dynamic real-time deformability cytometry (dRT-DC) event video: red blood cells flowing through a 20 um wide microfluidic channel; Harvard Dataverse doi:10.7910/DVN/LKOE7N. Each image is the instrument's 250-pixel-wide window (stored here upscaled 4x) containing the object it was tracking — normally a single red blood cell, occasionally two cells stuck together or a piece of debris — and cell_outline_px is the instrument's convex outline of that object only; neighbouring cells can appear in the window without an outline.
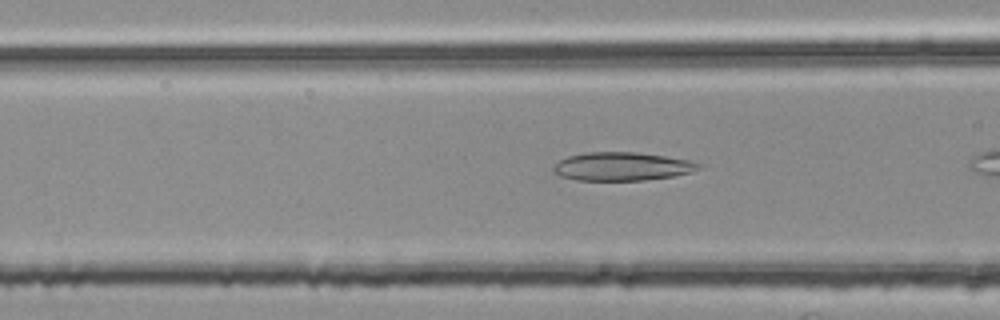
{"species": "common noctule bat (a hibernating species)", "species_latin": "Nyctalus noctula", "temperature_condition": "room temperature", "stored_images_in_passage": 24, "camera_frame_rate_fps": 3000, "um_per_image_px": 0.085, "animal": {"sex": "female", "body_mass_g": 25.1}, "frame": {"image": 1, "passage_image": 21, "time_ms": 6.667, "image_size_px": [1000, 320], "cell_outline_px": [[700, 168], [692, 172], [672, 176], [644, 180], [576, 180], [560, 176], [552, 172], [552, 164], [568, 156], [584, 152], [636, 152], [664, 156], [688, 160], [700, 164]], "centroid_in_image_um": [52.8, 14.14], "position_along_channel_um": 113.8, "area_um2": 24.04}}